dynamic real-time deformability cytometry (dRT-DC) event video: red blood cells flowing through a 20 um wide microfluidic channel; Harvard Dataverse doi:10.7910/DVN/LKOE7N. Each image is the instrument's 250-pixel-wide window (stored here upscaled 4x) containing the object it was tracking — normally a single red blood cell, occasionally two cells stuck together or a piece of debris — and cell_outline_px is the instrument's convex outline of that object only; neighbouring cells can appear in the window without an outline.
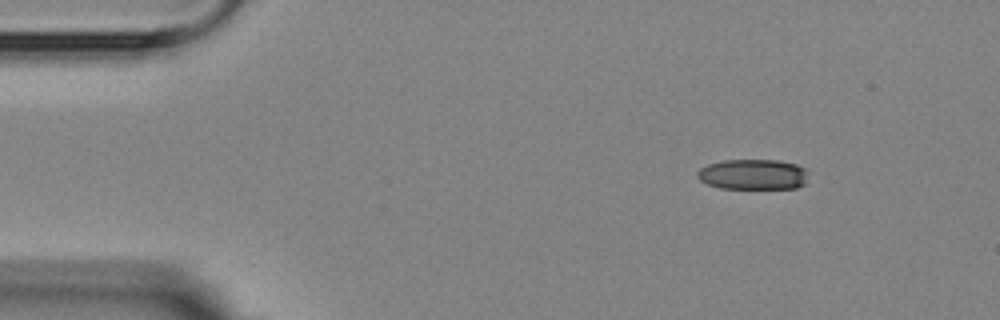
{"species": "Egyptian fruit bat (a non-hibernating species)", "species_latin": "Rousettus aegyptiacus", "temperature_condition": "room temperature", "stored_images_in_passage": 5, "camera_frame_rate_fps": 3000, "um_per_image_px": 0.085, "animal": {"sex": "female"}, "frame": {"image": 1, "passage_image": 1, "time_ms": 0.0, "image_size_px": [1000, 320], "cell_outline_px": [[808, 172], [804, 184], [796, 188], [720, 188], [708, 184], [700, 180], [696, 176], [696, 172], [700, 168], [708, 164], [724, 160], [776, 160], [796, 164], [804, 168]], "centroid_in_image_um": [63.99, 14.82], "position_along_channel_um": 21.0, "area_um2": 19.65}}
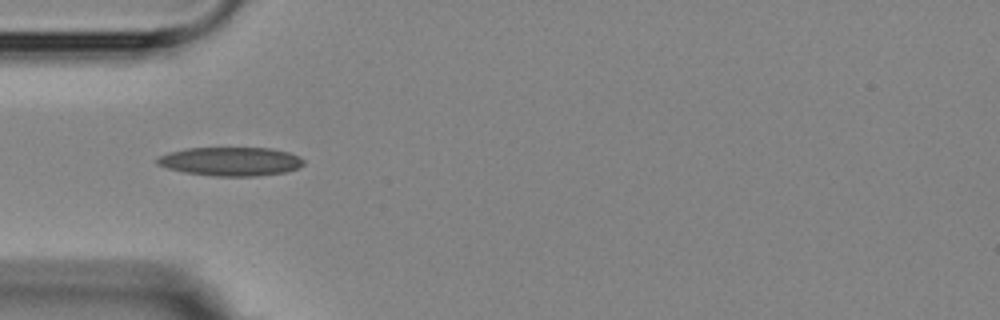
{"frame": {"image": 2, "passage_image": 4, "time_ms": 3.333, "image_size_px": [1000, 320], "cell_outline_px": [[304, 164], [300, 168], [284, 172], [256, 176], [216, 176], [184, 172], [168, 168], [156, 164], [156, 156], [168, 152], [188, 148], [268, 148], [288, 152], [300, 156], [304, 160]], "centroid_in_image_um": [19.6, 13.72], "position_along_channel_um": 65.4, "area_um2": 24.62}}
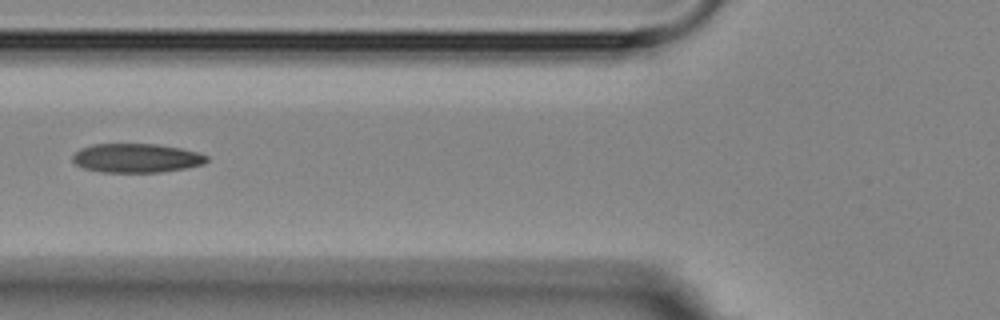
{"frame": {"image": 3, "passage_image": 5, "time_ms": 4.667, "image_size_px": [1000, 320], "cell_outline_px": [[208, 160], [204, 164], [184, 168], [160, 172], [100, 172], [84, 168], [76, 164], [72, 160], [72, 156], [80, 148], [92, 144], [156, 144], [180, 148], [196, 152], [208, 156]], "centroid_in_image_um": [11.57, 13.43], "position_along_channel_um": 114.2, "area_um2": 22.6}}